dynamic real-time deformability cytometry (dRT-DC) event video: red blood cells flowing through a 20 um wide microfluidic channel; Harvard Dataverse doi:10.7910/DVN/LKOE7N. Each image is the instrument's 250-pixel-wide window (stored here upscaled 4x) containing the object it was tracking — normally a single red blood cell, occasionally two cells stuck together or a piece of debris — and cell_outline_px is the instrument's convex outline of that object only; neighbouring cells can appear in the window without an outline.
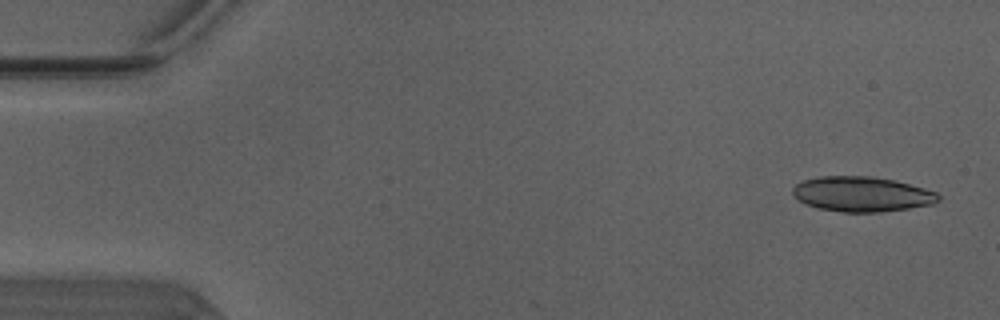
{"species": "Egyptian fruit bat (a non-hibernating species)", "species_latin": "Rousettus aegyptiacus", "temperature_condition": "warm", "stored_images_in_passage": 6, "camera_frame_rate_fps": 3000, "um_per_image_px": 0.085, "animal": {"sex": "male"}, "frame": {"image": 1, "passage_image": 2, "time_ms": 0.333, "image_size_px": [1000, 320], "cell_outline_px": [[940, 200], [932, 204], [908, 208], [880, 212], [844, 212], [820, 208], [808, 204], [800, 200], [792, 192], [792, 188], [796, 184], [804, 180], [820, 176], [872, 176], [892, 180], [924, 188], [936, 192], [940, 196]], "centroid_in_image_um": [73.27, 16.49], "position_along_channel_um": 11.7, "area_um2": 29.36}}